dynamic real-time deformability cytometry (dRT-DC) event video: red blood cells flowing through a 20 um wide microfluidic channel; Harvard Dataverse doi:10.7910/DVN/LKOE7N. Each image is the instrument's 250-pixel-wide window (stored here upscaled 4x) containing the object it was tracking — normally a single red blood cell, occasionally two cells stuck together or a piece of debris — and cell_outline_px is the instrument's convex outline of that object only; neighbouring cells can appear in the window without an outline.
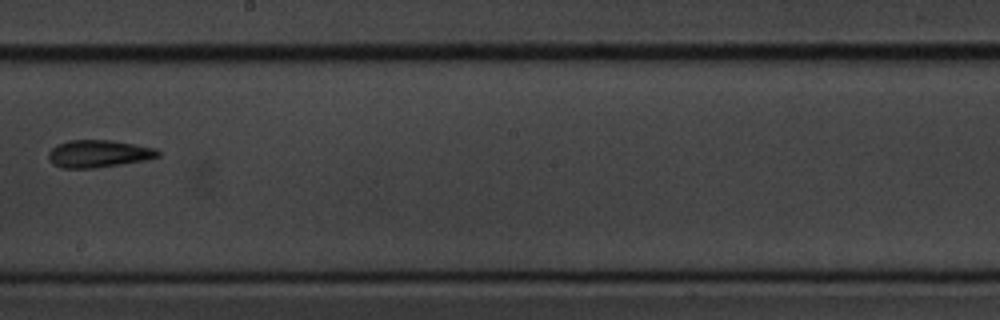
{"species": "common noctule bat (a hibernating species)", "species_latin": "Nyctalus noctula", "temperature_condition": "cold", "stored_images_in_passage": 16, "camera_frame_rate_fps": 3000, "um_per_image_px": 0.085, "animal": {"sex": "male", "body_mass_g": 20.1, "forearm_length_mm": 53.5}, "frame": {"image": 1, "passage_image": 10, "time_ms": 11.0, "image_size_px": [1000, 320], "cell_outline_px": [[160, 156], [144, 160], [120, 164], [92, 168], [60, 168], [52, 164], [48, 156], [48, 152], [56, 144], [68, 140], [112, 140], [156, 148], [160, 152]], "centroid_in_image_um": [8.34, 13.06], "position_along_channel_um": 239.9, "area_um2": 17.51}}
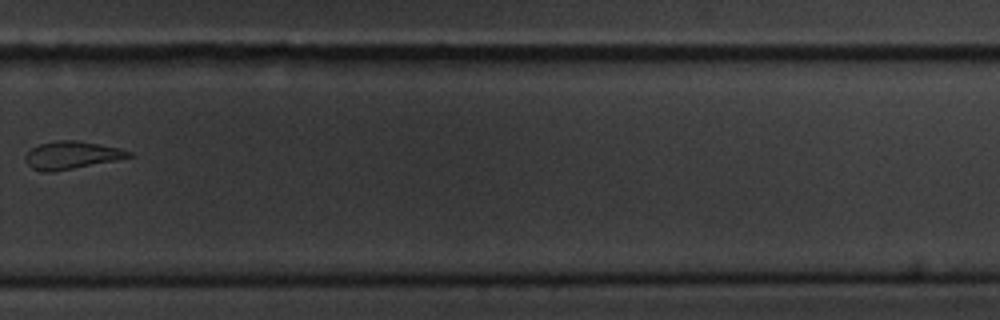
{"frame": {"image": 2, "passage_image": 12, "time_ms": 13.333, "image_size_px": [1000, 320], "cell_outline_px": [[132, 156], [116, 160], [72, 168], [48, 172], [44, 172], [32, 168], [24, 160], [24, 156], [32, 148], [40, 144], [56, 140], [76, 140], [120, 148], [132, 152]], "centroid_in_image_um": [6.07, 13.18], "position_along_channel_um": 323.7, "area_um2": 16.42}}
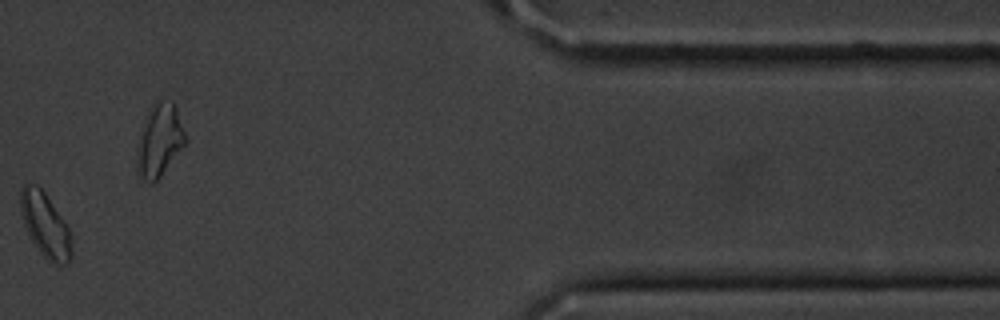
{"frame": {"image": 3, "passage_image": 14, "time_ms": 16.333, "image_size_px": [1000, 320], "cell_outline_px": [[72, 260], [68, 264], [52, 264], [40, 252], [32, 240], [24, 224], [20, 208], [20, 188], [24, 184], [28, 184], [40, 188], [44, 192], [64, 220], [68, 228], [72, 248]], "centroid_in_image_um": [3.86, 19.16], "position_along_channel_um": 407.5, "area_um2": 18.9}}